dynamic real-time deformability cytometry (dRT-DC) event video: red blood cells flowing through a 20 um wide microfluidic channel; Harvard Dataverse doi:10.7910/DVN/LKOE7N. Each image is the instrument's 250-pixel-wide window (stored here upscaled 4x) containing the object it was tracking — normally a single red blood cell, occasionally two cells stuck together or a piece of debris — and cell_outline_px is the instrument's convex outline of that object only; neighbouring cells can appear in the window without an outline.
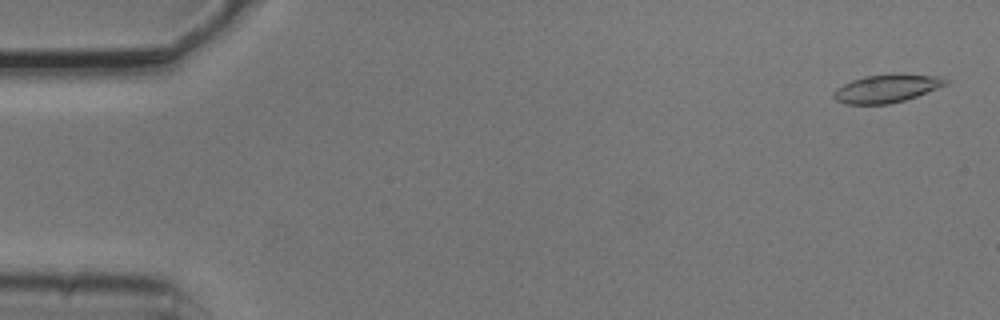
{"species": "common noctule bat (a hibernating species)", "species_latin": "Nyctalus noctula", "temperature_condition": "cold", "stored_images_in_passage": 3, "camera_frame_rate_fps": 3000, "um_per_image_px": 0.085, "animal": {"sex": "male", "body_mass_g": 20.5, "forearm_length_mm": 52.5}, "frame": {"image": 1, "passage_image": 1, "time_ms": 0.0, "image_size_px": [1000, 320], "cell_outline_px": [[948, 84], [916, 96], [904, 100], [888, 104], [844, 104], [836, 100], [832, 96], [832, 92], [836, 88], [852, 80], [864, 76], [888, 72], [900, 72], [940, 76], [948, 80]], "centroid_in_image_um": [75.37, 7.48], "position_along_channel_um": 9.6, "area_um2": 18.84}}